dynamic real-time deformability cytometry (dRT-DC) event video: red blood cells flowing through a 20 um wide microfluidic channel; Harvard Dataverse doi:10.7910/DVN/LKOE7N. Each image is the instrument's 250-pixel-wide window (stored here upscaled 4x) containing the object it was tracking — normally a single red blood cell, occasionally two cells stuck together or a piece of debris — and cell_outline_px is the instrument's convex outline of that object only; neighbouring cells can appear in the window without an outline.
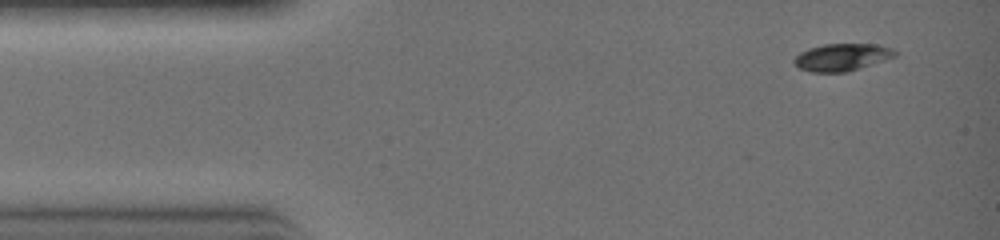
{"species": "common noctule bat (a hibernating species)", "species_latin": "Nyctalus noctula", "temperature_condition": "warm", "stored_images_in_passage": 3, "camera_frame_rate_fps": 3000, "um_per_image_px": 0.085, "animal": {"sex": "female", "body_mass_g": 19.0, "forearm_length_mm": 51.5}, "frame": {"image": 1, "passage_image": 1, "time_ms": 0.0, "image_size_px": [1000, 240], "cell_outline_px": [[896, 56], [844, 72], [812, 72], [800, 68], [792, 60], [800, 52], [808, 48], [824, 44], [876, 44], [892, 48], [896, 52]], "centroid_in_image_um": [71.53, 4.84], "position_along_channel_um": 13.5, "area_um2": 15.72}}